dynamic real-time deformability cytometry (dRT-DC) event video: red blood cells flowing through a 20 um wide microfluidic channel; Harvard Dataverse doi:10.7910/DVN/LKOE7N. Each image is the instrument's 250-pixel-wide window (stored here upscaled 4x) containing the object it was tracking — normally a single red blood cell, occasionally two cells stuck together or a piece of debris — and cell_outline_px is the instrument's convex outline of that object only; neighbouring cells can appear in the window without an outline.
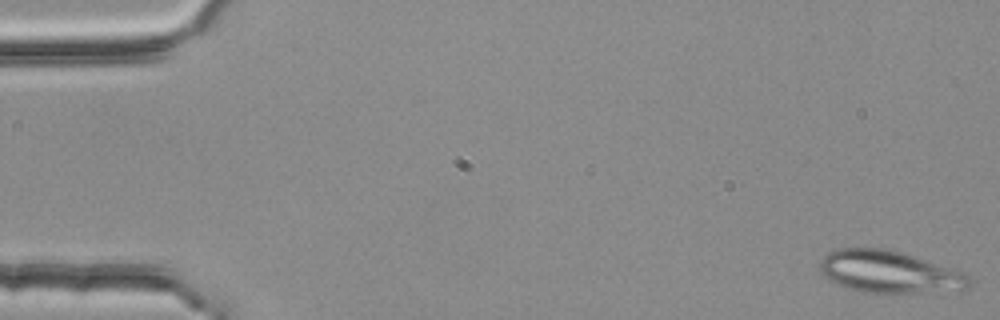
{"species": "common noctule bat (a hibernating species)", "species_latin": "Nyctalus noctula", "temperature_condition": "room temperature", "stored_images_in_passage": 52, "segment_of_instrument_passage": [1, 2], "camera_frame_rate_fps": 3000, "um_per_image_px": 0.085, "animal": {"sex": "female", "body_mass_g": 25.1}, "frame": {"image": 1, "passage_image": 1, "time_ms": 0.0, "image_size_px": [1000, 320], "cell_outline_px": [[972, 284], [968, 288], [916, 292], [860, 292], [848, 288], [828, 280], [820, 268], [820, 260], [828, 252], [836, 248], [884, 248], [900, 252], [964, 272], [972, 276]], "centroid_in_image_um": [75.57, 23.1], "position_along_channel_um": 9.4, "area_um2": 36.24}}